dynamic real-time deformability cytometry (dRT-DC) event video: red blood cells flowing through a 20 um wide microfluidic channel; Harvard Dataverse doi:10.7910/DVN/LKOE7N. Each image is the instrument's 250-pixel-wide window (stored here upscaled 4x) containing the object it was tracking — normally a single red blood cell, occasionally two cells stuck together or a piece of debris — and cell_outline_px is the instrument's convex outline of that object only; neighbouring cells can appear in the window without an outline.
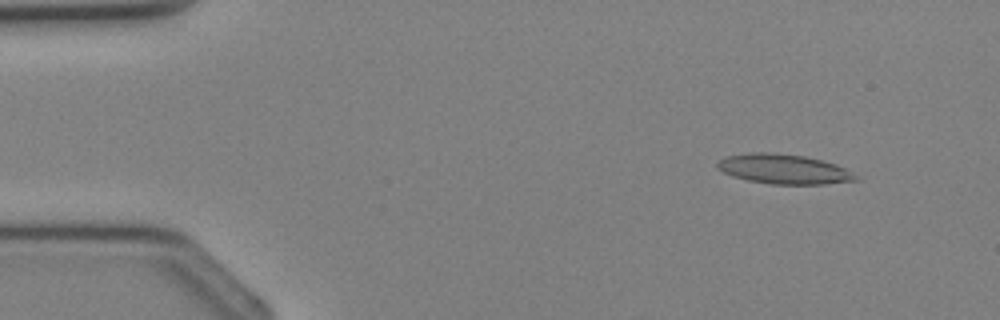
{"species": "Egyptian fruit bat (a non-hibernating species)", "species_latin": "Rousettus aegyptiacus", "temperature_condition": "cold", "stored_images_in_passage": 6, "camera_frame_rate_fps": 3000, "um_per_image_px": 0.085, "animal": {"sex": "female"}, "frame": {"image": 1, "passage_image": 3, "time_ms": 0.667, "image_size_px": [1000, 320], "cell_outline_px": [[860, 180], [824, 184], [772, 184], [748, 180], [732, 176], [716, 168], [716, 164], [720, 160], [728, 156], [752, 152], [772, 152], [804, 156], [836, 164], [844, 168], [856, 176]], "centroid_in_image_um": [66.6, 14.37], "position_along_channel_um": 18.4, "area_um2": 23.76}}